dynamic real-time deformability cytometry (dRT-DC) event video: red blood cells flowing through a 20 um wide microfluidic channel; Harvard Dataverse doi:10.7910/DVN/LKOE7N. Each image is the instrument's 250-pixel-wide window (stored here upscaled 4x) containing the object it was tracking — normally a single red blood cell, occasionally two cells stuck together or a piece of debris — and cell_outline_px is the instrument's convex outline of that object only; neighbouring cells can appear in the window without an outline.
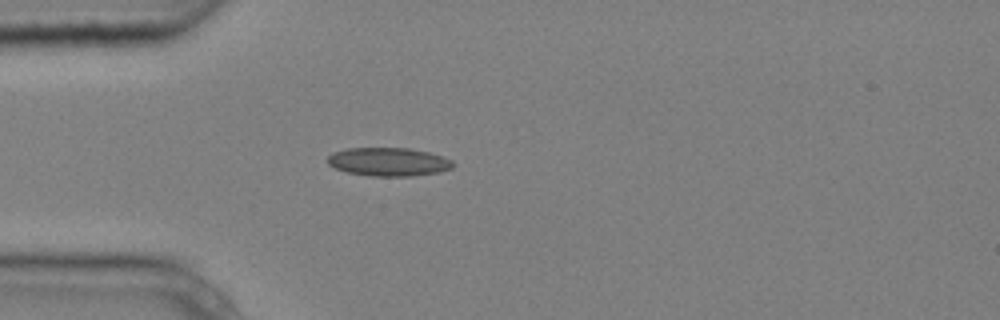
{"species": "common noctule bat (a hibernating species)", "species_latin": "Nyctalus noctula", "temperature_condition": "cold", "stored_images_in_passage": 4, "camera_frame_rate_fps": 3000, "um_per_image_px": 0.085, "animal": {"sex": "male", "body_mass_g": 20.4}, "frame": {"image": 1, "passage_image": 4, "time_ms": 1.0, "image_size_px": [1000, 320], "cell_outline_px": [[456, 164], [452, 168], [440, 172], [412, 176], [372, 176], [348, 172], [336, 168], [328, 164], [328, 156], [332, 152], [348, 148], [408, 148], [428, 152], [444, 156], [452, 160]], "centroid_in_image_um": [33.07, 13.75], "position_along_channel_um": 51.9, "area_um2": 20.87}}